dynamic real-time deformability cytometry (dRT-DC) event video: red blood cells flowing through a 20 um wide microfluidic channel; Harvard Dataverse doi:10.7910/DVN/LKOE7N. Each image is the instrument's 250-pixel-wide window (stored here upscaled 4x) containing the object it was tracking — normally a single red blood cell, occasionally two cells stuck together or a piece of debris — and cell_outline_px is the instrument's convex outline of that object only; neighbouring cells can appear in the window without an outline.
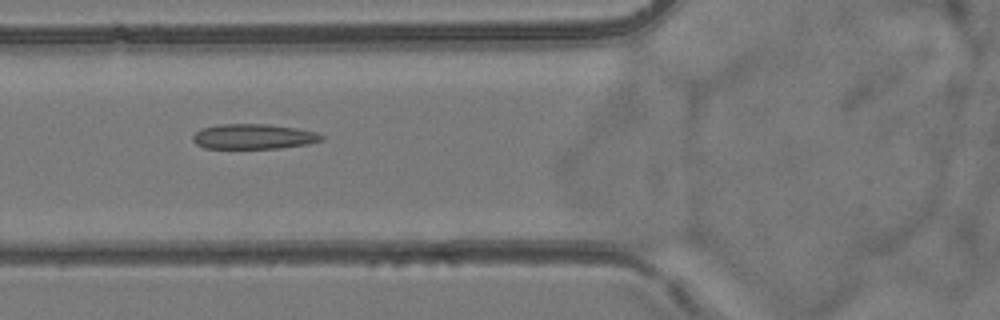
{"species": "common noctule bat (a hibernating species)", "species_latin": "Nyctalus noctula", "temperature_condition": "room temperature", "stored_images_in_passage": 9, "camera_frame_rate_fps": 3000, "um_per_image_px": 0.085, "animal": {"sex": "female", "body_mass_g": 24.6, "forearm_length_mm": 56.2}, "frame": {"image": 1, "passage_image": 6, "time_ms": 6.0, "image_size_px": [1000, 320], "cell_outline_px": [[324, 140], [308, 144], [280, 148], [204, 148], [196, 144], [192, 140], [192, 136], [200, 128], [220, 124], [268, 124], [296, 128], [316, 132], [324, 136]], "centroid_in_image_um": [21.54, 11.6], "position_along_channel_um": 104.3, "area_um2": 18.9}}
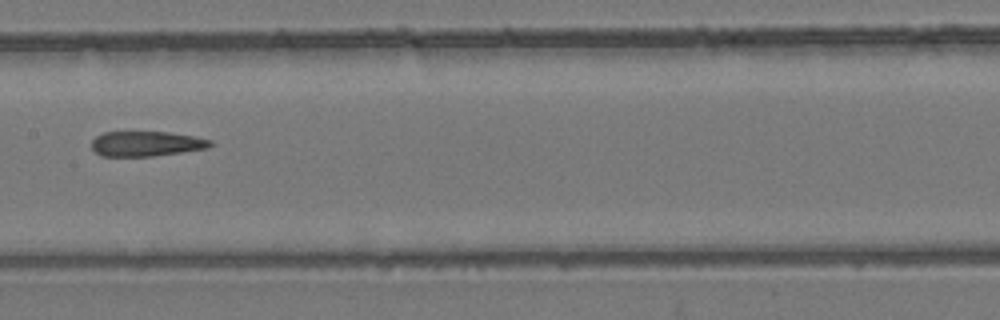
{"frame": {"image": 2, "passage_image": 8, "time_ms": 8.333, "image_size_px": [1000, 320], "cell_outline_px": [[216, 144], [208, 148], [152, 156], [100, 156], [92, 148], [92, 140], [96, 136], [104, 132], [168, 132], [192, 136], [212, 140]], "centroid_in_image_um": [12.45, 12.21], "position_along_channel_um": 195.0, "area_um2": 17.28}}
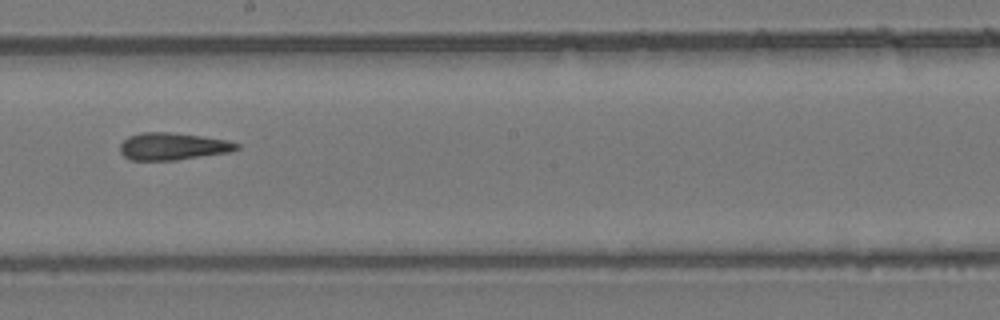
{"frame": {"image": 3, "passage_image": 9, "time_ms": 9.333, "image_size_px": [1000, 320], "cell_outline_px": [[240, 148], [228, 152], [176, 160], [132, 160], [124, 156], [120, 152], [120, 144], [128, 136], [140, 132], [168, 132], [200, 136], [228, 140], [240, 144]], "centroid_in_image_um": [14.67, 12.43], "position_along_channel_um": 233.5, "area_um2": 18.44}}